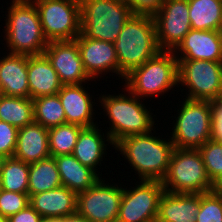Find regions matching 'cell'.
<instances>
[{
  "mask_svg": "<svg viewBox=\"0 0 222 222\" xmlns=\"http://www.w3.org/2000/svg\"><path fill=\"white\" fill-rule=\"evenodd\" d=\"M153 134L151 131L124 137L114 145V149L128 160L140 180L162 181L167 174L174 145L170 138L162 139Z\"/></svg>",
  "mask_w": 222,
  "mask_h": 222,
  "instance_id": "cell-1",
  "label": "cell"
},
{
  "mask_svg": "<svg viewBox=\"0 0 222 222\" xmlns=\"http://www.w3.org/2000/svg\"><path fill=\"white\" fill-rule=\"evenodd\" d=\"M122 80L159 51L153 16L133 14L114 42Z\"/></svg>",
  "mask_w": 222,
  "mask_h": 222,
  "instance_id": "cell-2",
  "label": "cell"
},
{
  "mask_svg": "<svg viewBox=\"0 0 222 222\" xmlns=\"http://www.w3.org/2000/svg\"><path fill=\"white\" fill-rule=\"evenodd\" d=\"M124 89V92L128 93L99 96V105L103 107L106 117L108 116L110 120L107 121L109 126L111 125L110 130L107 128V133L113 145L124 137L146 134L155 130L153 113H150L144 103L142 104L140 101L142 99L130 93L126 88Z\"/></svg>",
  "mask_w": 222,
  "mask_h": 222,
  "instance_id": "cell-3",
  "label": "cell"
},
{
  "mask_svg": "<svg viewBox=\"0 0 222 222\" xmlns=\"http://www.w3.org/2000/svg\"><path fill=\"white\" fill-rule=\"evenodd\" d=\"M4 33L11 54L42 55L47 39L44 37L38 11L31 0H12L7 9Z\"/></svg>",
  "mask_w": 222,
  "mask_h": 222,
  "instance_id": "cell-4",
  "label": "cell"
},
{
  "mask_svg": "<svg viewBox=\"0 0 222 222\" xmlns=\"http://www.w3.org/2000/svg\"><path fill=\"white\" fill-rule=\"evenodd\" d=\"M124 79V87L140 99L164 95L176 85L179 87L178 60L173 51L160 50Z\"/></svg>",
  "mask_w": 222,
  "mask_h": 222,
  "instance_id": "cell-5",
  "label": "cell"
},
{
  "mask_svg": "<svg viewBox=\"0 0 222 222\" xmlns=\"http://www.w3.org/2000/svg\"><path fill=\"white\" fill-rule=\"evenodd\" d=\"M81 33L114 43L133 15L125 0H80Z\"/></svg>",
  "mask_w": 222,
  "mask_h": 222,
  "instance_id": "cell-6",
  "label": "cell"
},
{
  "mask_svg": "<svg viewBox=\"0 0 222 222\" xmlns=\"http://www.w3.org/2000/svg\"><path fill=\"white\" fill-rule=\"evenodd\" d=\"M169 193L202 194L216 186L209 178L198 149L174 148L166 176L161 181Z\"/></svg>",
  "mask_w": 222,
  "mask_h": 222,
  "instance_id": "cell-7",
  "label": "cell"
},
{
  "mask_svg": "<svg viewBox=\"0 0 222 222\" xmlns=\"http://www.w3.org/2000/svg\"><path fill=\"white\" fill-rule=\"evenodd\" d=\"M180 106L169 137L174 148L198 149L211 139V101L185 98Z\"/></svg>",
  "mask_w": 222,
  "mask_h": 222,
  "instance_id": "cell-8",
  "label": "cell"
},
{
  "mask_svg": "<svg viewBox=\"0 0 222 222\" xmlns=\"http://www.w3.org/2000/svg\"><path fill=\"white\" fill-rule=\"evenodd\" d=\"M47 41L75 40L81 33L80 0H31Z\"/></svg>",
  "mask_w": 222,
  "mask_h": 222,
  "instance_id": "cell-9",
  "label": "cell"
},
{
  "mask_svg": "<svg viewBox=\"0 0 222 222\" xmlns=\"http://www.w3.org/2000/svg\"><path fill=\"white\" fill-rule=\"evenodd\" d=\"M178 84L188 99L214 101L222 97V62L178 60ZM188 93V94H187Z\"/></svg>",
  "mask_w": 222,
  "mask_h": 222,
  "instance_id": "cell-10",
  "label": "cell"
},
{
  "mask_svg": "<svg viewBox=\"0 0 222 222\" xmlns=\"http://www.w3.org/2000/svg\"><path fill=\"white\" fill-rule=\"evenodd\" d=\"M103 179L77 194L76 212L89 222H117L123 188L118 184L105 183Z\"/></svg>",
  "mask_w": 222,
  "mask_h": 222,
  "instance_id": "cell-11",
  "label": "cell"
},
{
  "mask_svg": "<svg viewBox=\"0 0 222 222\" xmlns=\"http://www.w3.org/2000/svg\"><path fill=\"white\" fill-rule=\"evenodd\" d=\"M134 188H123L117 222H154L164 193L161 181L140 180Z\"/></svg>",
  "mask_w": 222,
  "mask_h": 222,
  "instance_id": "cell-12",
  "label": "cell"
},
{
  "mask_svg": "<svg viewBox=\"0 0 222 222\" xmlns=\"http://www.w3.org/2000/svg\"><path fill=\"white\" fill-rule=\"evenodd\" d=\"M153 18L160 50L173 51L191 30L187 0H164Z\"/></svg>",
  "mask_w": 222,
  "mask_h": 222,
  "instance_id": "cell-13",
  "label": "cell"
},
{
  "mask_svg": "<svg viewBox=\"0 0 222 222\" xmlns=\"http://www.w3.org/2000/svg\"><path fill=\"white\" fill-rule=\"evenodd\" d=\"M63 85L87 84V75L75 40L49 41L43 53Z\"/></svg>",
  "mask_w": 222,
  "mask_h": 222,
  "instance_id": "cell-14",
  "label": "cell"
},
{
  "mask_svg": "<svg viewBox=\"0 0 222 222\" xmlns=\"http://www.w3.org/2000/svg\"><path fill=\"white\" fill-rule=\"evenodd\" d=\"M87 75L94 80L102 74L119 75V64L115 45L112 42L91 39L82 33L75 39ZM108 72V73H107Z\"/></svg>",
  "mask_w": 222,
  "mask_h": 222,
  "instance_id": "cell-15",
  "label": "cell"
},
{
  "mask_svg": "<svg viewBox=\"0 0 222 222\" xmlns=\"http://www.w3.org/2000/svg\"><path fill=\"white\" fill-rule=\"evenodd\" d=\"M173 53L177 60L222 62V31L191 29Z\"/></svg>",
  "mask_w": 222,
  "mask_h": 222,
  "instance_id": "cell-16",
  "label": "cell"
},
{
  "mask_svg": "<svg viewBox=\"0 0 222 222\" xmlns=\"http://www.w3.org/2000/svg\"><path fill=\"white\" fill-rule=\"evenodd\" d=\"M83 84L62 85L57 93L65 111L66 123L85 127H92L94 123L96 104L92 101V95L85 90Z\"/></svg>",
  "mask_w": 222,
  "mask_h": 222,
  "instance_id": "cell-17",
  "label": "cell"
},
{
  "mask_svg": "<svg viewBox=\"0 0 222 222\" xmlns=\"http://www.w3.org/2000/svg\"><path fill=\"white\" fill-rule=\"evenodd\" d=\"M13 157L28 164L50 157L48 129L36 122L19 128Z\"/></svg>",
  "mask_w": 222,
  "mask_h": 222,
  "instance_id": "cell-18",
  "label": "cell"
},
{
  "mask_svg": "<svg viewBox=\"0 0 222 222\" xmlns=\"http://www.w3.org/2000/svg\"><path fill=\"white\" fill-rule=\"evenodd\" d=\"M29 204L44 218H61L77 211V194L65 186L33 194Z\"/></svg>",
  "mask_w": 222,
  "mask_h": 222,
  "instance_id": "cell-19",
  "label": "cell"
},
{
  "mask_svg": "<svg viewBox=\"0 0 222 222\" xmlns=\"http://www.w3.org/2000/svg\"><path fill=\"white\" fill-rule=\"evenodd\" d=\"M0 89L3 95L30 98L27 55L8 53L0 59Z\"/></svg>",
  "mask_w": 222,
  "mask_h": 222,
  "instance_id": "cell-20",
  "label": "cell"
},
{
  "mask_svg": "<svg viewBox=\"0 0 222 222\" xmlns=\"http://www.w3.org/2000/svg\"><path fill=\"white\" fill-rule=\"evenodd\" d=\"M27 72L30 98L56 95L62 87L56 70L48 58L42 55H27Z\"/></svg>",
  "mask_w": 222,
  "mask_h": 222,
  "instance_id": "cell-21",
  "label": "cell"
},
{
  "mask_svg": "<svg viewBox=\"0 0 222 222\" xmlns=\"http://www.w3.org/2000/svg\"><path fill=\"white\" fill-rule=\"evenodd\" d=\"M200 194H162L157 214V222H196L199 212Z\"/></svg>",
  "mask_w": 222,
  "mask_h": 222,
  "instance_id": "cell-22",
  "label": "cell"
},
{
  "mask_svg": "<svg viewBox=\"0 0 222 222\" xmlns=\"http://www.w3.org/2000/svg\"><path fill=\"white\" fill-rule=\"evenodd\" d=\"M99 126L85 127L81 130L72 155L84 166L93 169L96 173L97 165H101L103 155H107L108 144L113 145L108 133H101ZM105 134V135H104ZM103 135V136H102ZM105 137L107 143L105 144ZM106 153V154H105Z\"/></svg>",
  "mask_w": 222,
  "mask_h": 222,
  "instance_id": "cell-23",
  "label": "cell"
},
{
  "mask_svg": "<svg viewBox=\"0 0 222 222\" xmlns=\"http://www.w3.org/2000/svg\"><path fill=\"white\" fill-rule=\"evenodd\" d=\"M60 174L62 186L76 194L85 192L100 178L93 169L82 165L72 154L54 157Z\"/></svg>",
  "mask_w": 222,
  "mask_h": 222,
  "instance_id": "cell-24",
  "label": "cell"
},
{
  "mask_svg": "<svg viewBox=\"0 0 222 222\" xmlns=\"http://www.w3.org/2000/svg\"><path fill=\"white\" fill-rule=\"evenodd\" d=\"M191 29L222 31V0H187Z\"/></svg>",
  "mask_w": 222,
  "mask_h": 222,
  "instance_id": "cell-25",
  "label": "cell"
},
{
  "mask_svg": "<svg viewBox=\"0 0 222 222\" xmlns=\"http://www.w3.org/2000/svg\"><path fill=\"white\" fill-rule=\"evenodd\" d=\"M62 186L54 157L29 164L28 194L42 193Z\"/></svg>",
  "mask_w": 222,
  "mask_h": 222,
  "instance_id": "cell-26",
  "label": "cell"
},
{
  "mask_svg": "<svg viewBox=\"0 0 222 222\" xmlns=\"http://www.w3.org/2000/svg\"><path fill=\"white\" fill-rule=\"evenodd\" d=\"M0 121L16 128H22L34 122V105L31 98L0 96Z\"/></svg>",
  "mask_w": 222,
  "mask_h": 222,
  "instance_id": "cell-27",
  "label": "cell"
},
{
  "mask_svg": "<svg viewBox=\"0 0 222 222\" xmlns=\"http://www.w3.org/2000/svg\"><path fill=\"white\" fill-rule=\"evenodd\" d=\"M29 164L15 157L0 159L1 189L28 193Z\"/></svg>",
  "mask_w": 222,
  "mask_h": 222,
  "instance_id": "cell-28",
  "label": "cell"
},
{
  "mask_svg": "<svg viewBox=\"0 0 222 222\" xmlns=\"http://www.w3.org/2000/svg\"><path fill=\"white\" fill-rule=\"evenodd\" d=\"M34 122L49 129L66 123L65 111L58 94L33 99Z\"/></svg>",
  "mask_w": 222,
  "mask_h": 222,
  "instance_id": "cell-29",
  "label": "cell"
},
{
  "mask_svg": "<svg viewBox=\"0 0 222 222\" xmlns=\"http://www.w3.org/2000/svg\"><path fill=\"white\" fill-rule=\"evenodd\" d=\"M83 127L65 123L48 129L50 156L71 155Z\"/></svg>",
  "mask_w": 222,
  "mask_h": 222,
  "instance_id": "cell-30",
  "label": "cell"
},
{
  "mask_svg": "<svg viewBox=\"0 0 222 222\" xmlns=\"http://www.w3.org/2000/svg\"><path fill=\"white\" fill-rule=\"evenodd\" d=\"M207 174L217 187L222 182V143L212 139L198 148Z\"/></svg>",
  "mask_w": 222,
  "mask_h": 222,
  "instance_id": "cell-31",
  "label": "cell"
},
{
  "mask_svg": "<svg viewBox=\"0 0 222 222\" xmlns=\"http://www.w3.org/2000/svg\"><path fill=\"white\" fill-rule=\"evenodd\" d=\"M196 222H222V192L215 189L200 194Z\"/></svg>",
  "mask_w": 222,
  "mask_h": 222,
  "instance_id": "cell-32",
  "label": "cell"
},
{
  "mask_svg": "<svg viewBox=\"0 0 222 222\" xmlns=\"http://www.w3.org/2000/svg\"><path fill=\"white\" fill-rule=\"evenodd\" d=\"M29 204V194L0 190V216L8 218L25 209Z\"/></svg>",
  "mask_w": 222,
  "mask_h": 222,
  "instance_id": "cell-33",
  "label": "cell"
},
{
  "mask_svg": "<svg viewBox=\"0 0 222 222\" xmlns=\"http://www.w3.org/2000/svg\"><path fill=\"white\" fill-rule=\"evenodd\" d=\"M18 130L15 126L0 121V159L13 157L16 149Z\"/></svg>",
  "mask_w": 222,
  "mask_h": 222,
  "instance_id": "cell-34",
  "label": "cell"
},
{
  "mask_svg": "<svg viewBox=\"0 0 222 222\" xmlns=\"http://www.w3.org/2000/svg\"><path fill=\"white\" fill-rule=\"evenodd\" d=\"M132 14L154 16L162 7L164 0H125Z\"/></svg>",
  "mask_w": 222,
  "mask_h": 222,
  "instance_id": "cell-35",
  "label": "cell"
},
{
  "mask_svg": "<svg viewBox=\"0 0 222 222\" xmlns=\"http://www.w3.org/2000/svg\"><path fill=\"white\" fill-rule=\"evenodd\" d=\"M212 106V125L211 139L222 143V97L211 101Z\"/></svg>",
  "mask_w": 222,
  "mask_h": 222,
  "instance_id": "cell-36",
  "label": "cell"
},
{
  "mask_svg": "<svg viewBox=\"0 0 222 222\" xmlns=\"http://www.w3.org/2000/svg\"><path fill=\"white\" fill-rule=\"evenodd\" d=\"M7 222H44V218L31 206L7 218Z\"/></svg>",
  "mask_w": 222,
  "mask_h": 222,
  "instance_id": "cell-37",
  "label": "cell"
},
{
  "mask_svg": "<svg viewBox=\"0 0 222 222\" xmlns=\"http://www.w3.org/2000/svg\"><path fill=\"white\" fill-rule=\"evenodd\" d=\"M49 222H89L77 212L61 218H49Z\"/></svg>",
  "mask_w": 222,
  "mask_h": 222,
  "instance_id": "cell-38",
  "label": "cell"
},
{
  "mask_svg": "<svg viewBox=\"0 0 222 222\" xmlns=\"http://www.w3.org/2000/svg\"><path fill=\"white\" fill-rule=\"evenodd\" d=\"M216 189L220 192H222V182L216 187Z\"/></svg>",
  "mask_w": 222,
  "mask_h": 222,
  "instance_id": "cell-39",
  "label": "cell"
},
{
  "mask_svg": "<svg viewBox=\"0 0 222 222\" xmlns=\"http://www.w3.org/2000/svg\"><path fill=\"white\" fill-rule=\"evenodd\" d=\"M0 222H7V219L0 216Z\"/></svg>",
  "mask_w": 222,
  "mask_h": 222,
  "instance_id": "cell-40",
  "label": "cell"
}]
</instances>
